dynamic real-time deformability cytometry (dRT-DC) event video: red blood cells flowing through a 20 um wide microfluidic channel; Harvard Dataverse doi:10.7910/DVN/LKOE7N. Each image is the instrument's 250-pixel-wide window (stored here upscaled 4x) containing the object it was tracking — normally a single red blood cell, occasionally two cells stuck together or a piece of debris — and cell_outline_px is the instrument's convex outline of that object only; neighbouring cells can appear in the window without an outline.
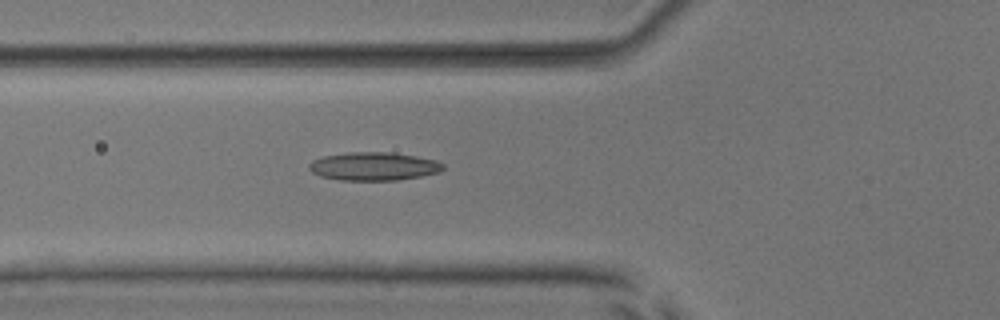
{"species": "common noctule bat (a hibernating species)", "species_latin": "Nyctalus noctula", "temperature_condition": "room temperature", "stored_images_in_passage": 29, "camera_frame_rate_fps": 3000, "um_per_image_px": 0.085, "animal": {"sex": "male", "body_mass_g": 17.9, "forearm_length_mm": 54.2}, "frame": {"image": 1, "passage_image": 20, "time_ms": 6.333, "image_size_px": [1000, 320], "cell_outline_px": [[444, 168], [440, 172], [420, 176], [396, 180], [340, 180], [320, 176], [312, 172], [308, 168], [308, 164], [312, 160], [324, 156], [348, 152], [392, 152], [416, 156], [436, 160], [444, 164]], "centroid_in_image_um": [31.76, 14.13], "position_along_channel_um": 94.0, "area_um2": 22.14}}
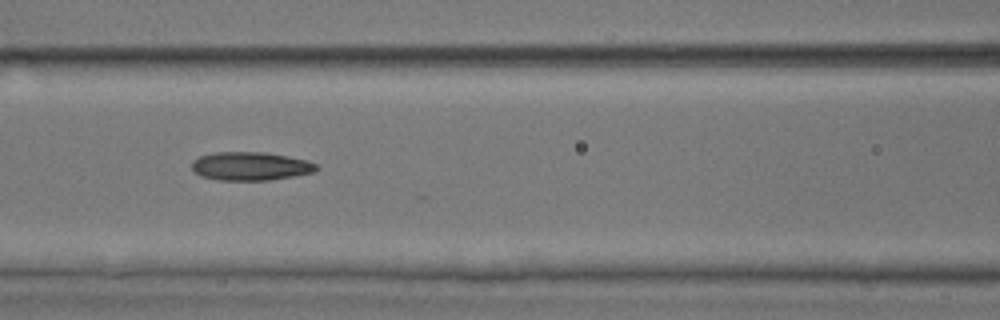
{"frame": {"image": 2, "passage_image": 24, "time_ms": 7.667, "image_size_px": [1000, 320], "cell_outline_px": [[320, 168], [312, 172], [292, 176], [268, 180], [216, 180], [200, 176], [192, 168], [192, 160], [200, 156], [216, 152], [264, 152], [304, 160], [316, 164]], "centroid_in_image_um": [21.24, 14.13], "position_along_channel_um": 145.4, "area_um2": 20.4}}